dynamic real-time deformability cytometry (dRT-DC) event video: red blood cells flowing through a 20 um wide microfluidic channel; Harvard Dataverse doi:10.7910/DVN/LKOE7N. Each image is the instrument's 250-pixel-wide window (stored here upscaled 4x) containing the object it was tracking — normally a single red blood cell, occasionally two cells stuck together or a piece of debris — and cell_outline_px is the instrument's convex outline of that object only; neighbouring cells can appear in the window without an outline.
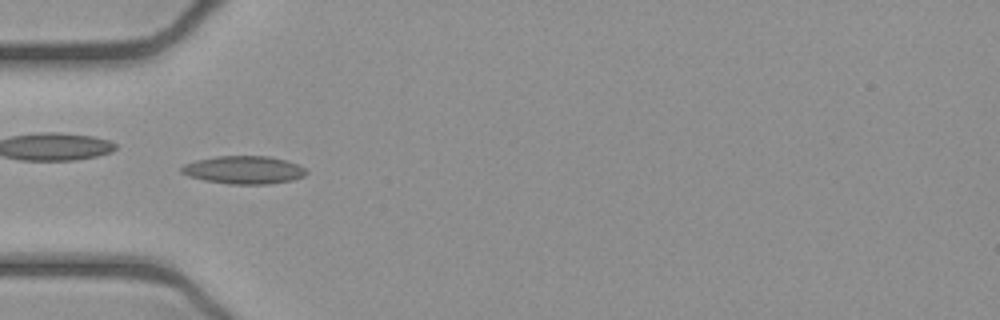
{"species": "common noctule bat (a hibernating species)", "species_latin": "Nyctalus noctula", "temperature_condition": "cold", "stored_images_in_passage": 52, "camera_frame_rate_fps": 3000, "um_per_image_px": 0.085, "animal": {"sex": "female", "body_mass_g": 21.9}, "frame": {"image": 1, "passage_image": 16, "time_ms": 5.0, "image_size_px": [1000, 320], "cell_outline_px": [[308, 172], [304, 176], [292, 180], [268, 184], [228, 184], [204, 180], [188, 176], [180, 172], [180, 168], [184, 164], [196, 160], [216, 156], [268, 156], [284, 160], [296, 164], [304, 168]], "centroid_in_image_um": [20.69, 14.44], "position_along_channel_um": 64.3, "area_um2": 20.29}, "authors_computed_cell_mechanics": {"area_um2": 18.4671, "velocity_mm_per_s": 3.8966, "shape_relaxation_time_tau1_ms": null, "shape_relaxation_time_tau2_ms": 2.5435, "deformation_change_tau1": null, "deformation_change_tau2": 0.0929}}